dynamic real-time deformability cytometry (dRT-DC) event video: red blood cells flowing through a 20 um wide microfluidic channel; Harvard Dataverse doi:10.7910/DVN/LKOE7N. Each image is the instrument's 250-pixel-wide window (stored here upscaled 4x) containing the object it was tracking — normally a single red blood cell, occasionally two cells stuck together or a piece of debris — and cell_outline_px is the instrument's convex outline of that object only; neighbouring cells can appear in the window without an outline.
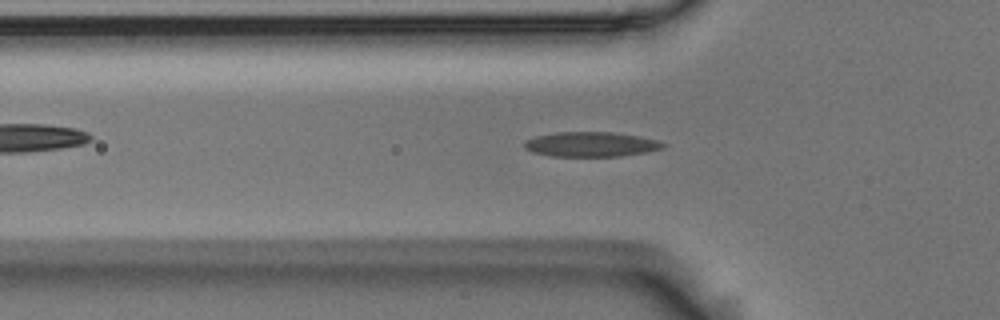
{"species": "Egyptian fruit bat (a non-hibernating species)", "species_latin": "Rousettus aegyptiacus", "temperature_condition": "room temperature", "stored_images_in_passage": 55, "camera_frame_rate_fps": 3000, "um_per_image_px": 0.085, "animal": {"sex": "male"}, "frame": {"image": 1, "passage_image": 17, "time_ms": 5.333, "image_size_px": [1000, 320], "cell_outline_px": [[668, 144], [664, 148], [648, 152], [620, 156], [552, 156], [532, 152], [524, 148], [524, 140], [536, 136], [556, 132], [612, 132], [636, 136], [656, 140]], "centroid_in_image_um": [50.23, 12.27], "position_along_channel_um": 75.6, "area_um2": 20.06}}
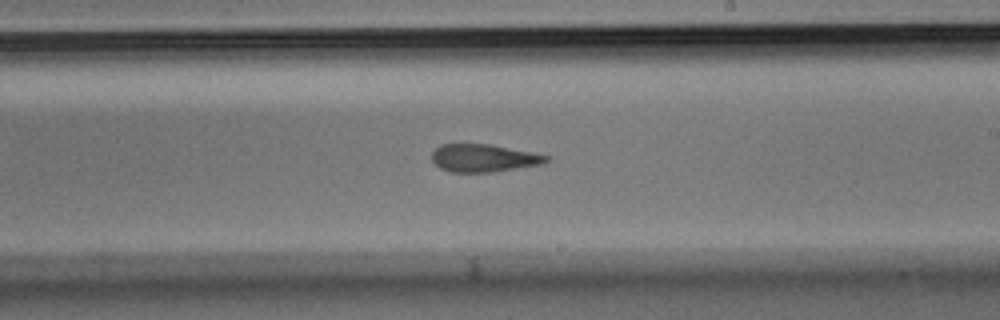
{"frame": {"image": 2, "passage_image": 31, "time_ms": 10.0, "image_size_px": [1000, 320], "cell_outline_px": [[552, 160], [540, 164], [492, 172], [448, 172], [440, 168], [432, 160], [432, 152], [440, 144], [488, 144], [532, 152], [552, 156]], "centroid_in_image_um": [41.12, 13.43], "position_along_channel_um": 247.9, "area_um2": 18.5}}
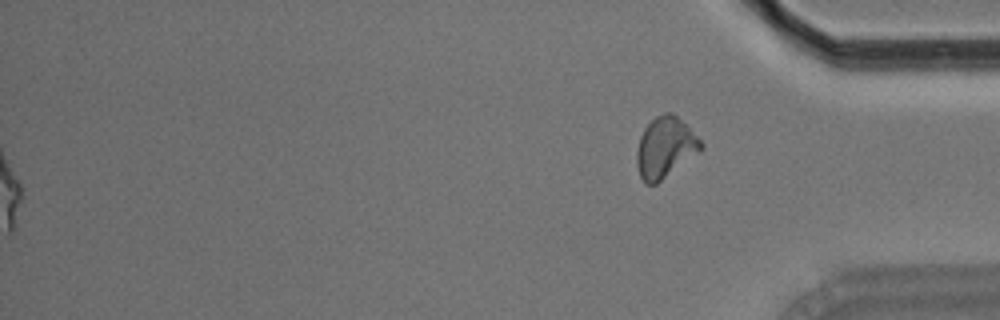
{"frame": {"image": 3, "passage_image": 55, "time_ms": 18.0, "image_size_px": [1000, 320], "cell_outline_px": [[704, 148], [700, 152], [656, 184], [644, 184], [640, 176], [636, 164], [636, 152], [640, 136], [644, 128], [656, 116], [664, 112], [672, 112], [704, 144]], "centroid_in_image_um": [56.52, 12.56], "position_along_channel_um": 378.7, "area_um2": 22.6}, "authors_computed_cell_mechanics": {"area_um2": 19.2474, "velocity_mm_per_s": 3.6734, "shape_relaxation_time_tau1_ms": null, "shape_relaxation_time_tau2_ms": 4.1779, "deformation_change_tau1": null, "deformation_change_tau2": 0.1389}}